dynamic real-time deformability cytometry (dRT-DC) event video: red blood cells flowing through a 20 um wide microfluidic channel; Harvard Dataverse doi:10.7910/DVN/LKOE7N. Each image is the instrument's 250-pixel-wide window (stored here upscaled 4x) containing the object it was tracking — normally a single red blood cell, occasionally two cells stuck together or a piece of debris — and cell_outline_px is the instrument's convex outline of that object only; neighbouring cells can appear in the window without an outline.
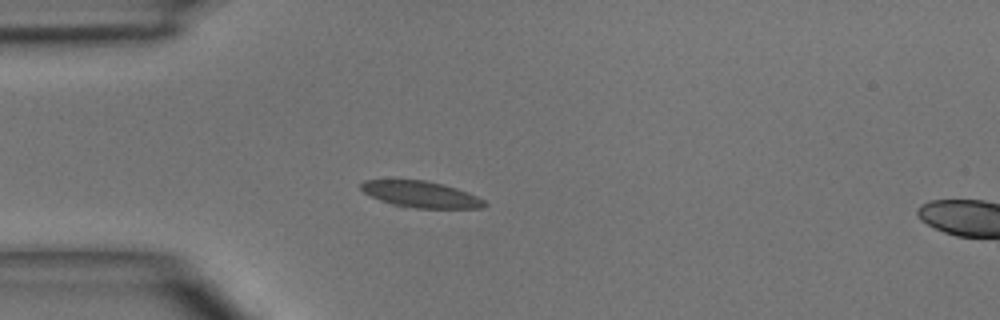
{"species": "common noctule bat (a hibernating species)", "species_latin": "Nyctalus noctula", "temperature_condition": "room temperature", "stored_images_in_passage": 4, "segment_of_instrument_passage": [1, 2], "camera_frame_rate_fps": 3000, "um_per_image_px": 0.085, "animal": {"sex": "male", "body_mass_g": 15.6}, "frame": {"image": 1, "passage_image": 3, "time_ms": 3.0, "image_size_px": [1000, 320], "cell_outline_px": [[488, 204], [484, 208], [416, 208], [392, 204], [380, 200], [364, 192], [360, 188], [360, 184], [364, 180], [424, 180], [456, 188], [468, 192], [484, 200]], "centroid_in_image_um": [35.79, 16.52], "position_along_channel_um": 49.2, "area_um2": 18.73}}